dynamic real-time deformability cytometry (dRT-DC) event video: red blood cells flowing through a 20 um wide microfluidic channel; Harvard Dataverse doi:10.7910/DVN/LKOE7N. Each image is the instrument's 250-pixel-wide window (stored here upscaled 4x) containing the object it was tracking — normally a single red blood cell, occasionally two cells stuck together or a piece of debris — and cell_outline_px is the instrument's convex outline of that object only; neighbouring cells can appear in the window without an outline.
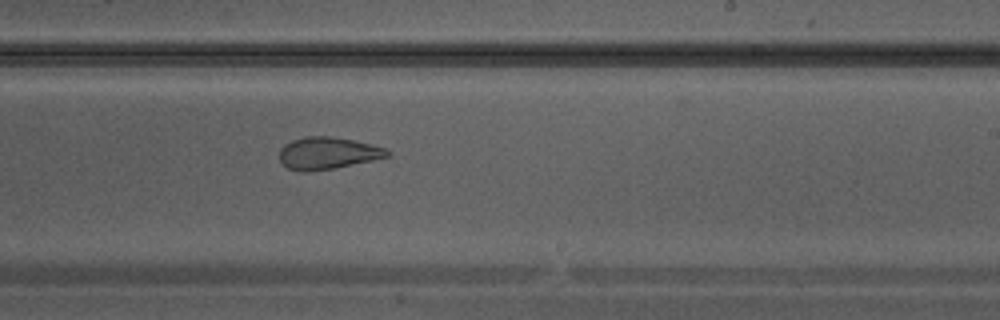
{"species": "Egyptian fruit bat (a non-hibernating species)", "species_latin": "Rousettus aegyptiacus", "temperature_condition": "warm", "stored_images_in_passage": 34, "camera_frame_rate_fps": 3000, "um_per_image_px": 0.085, "animal": {"sex": "male"}, "frame": {"image": 1, "passage_image": 20, "time_ms": 6.333, "image_size_px": [1000, 320], "cell_outline_px": [[392, 152], [388, 156], [372, 160], [332, 168], [304, 172], [300, 172], [288, 168], [280, 160], [280, 148], [284, 144], [292, 140], [304, 136], [332, 136], [352, 140], [384, 148]], "centroid_in_image_um": [27.8, 13.01], "position_along_channel_um": 261.2, "area_um2": 19.88}}